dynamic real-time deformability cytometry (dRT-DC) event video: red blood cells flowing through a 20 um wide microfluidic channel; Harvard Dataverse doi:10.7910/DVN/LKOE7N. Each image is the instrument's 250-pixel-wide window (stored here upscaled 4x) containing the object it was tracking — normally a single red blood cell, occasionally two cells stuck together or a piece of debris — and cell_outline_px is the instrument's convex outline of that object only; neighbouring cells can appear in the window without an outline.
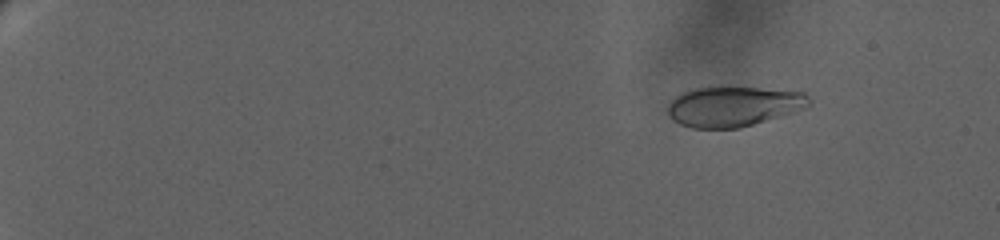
{"species": "human", "species_latin": "Homo sapiens", "temperature_condition": "warm", "stored_images_in_passage": 61, "camera_frame_rate_fps": 3000, "um_per_image_px": 0.085, "donor": {"sex": "female"}, "frame": {"image": 1, "passage_image": 8, "time_ms": 3.0, "image_size_px": [1000, 240], "cell_outline_px": [[812, 104], [808, 108], [740, 128], [692, 128], [680, 124], [672, 120], [668, 112], [668, 104], [676, 96], [684, 92], [696, 88], [720, 84], [804, 92], [812, 100]], "centroid_in_image_um": [62.38, 9.01], "position_along_channel_um": 22.6, "area_um2": 33.87}}
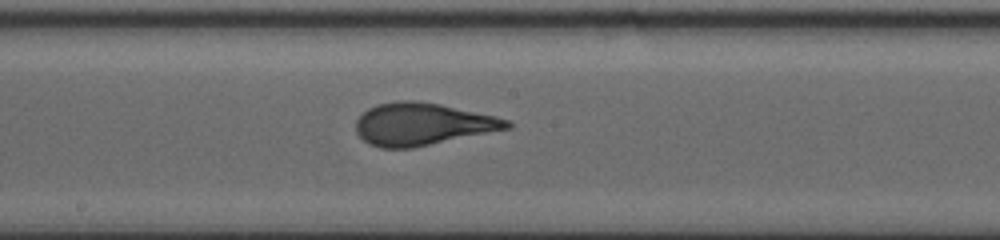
{"frame": {"image": 2, "passage_image": 37, "time_ms": 14.667, "image_size_px": [1000, 240], "cell_outline_px": [[512, 128], [412, 148], [380, 148], [368, 144], [356, 132], [356, 120], [368, 108], [376, 104], [404, 100], [412, 100], [440, 104], [496, 116], [508, 120], [512, 124]], "centroid_in_image_um": [35.9, 10.56], "position_along_channel_um": 212.3, "area_um2": 37.22}}
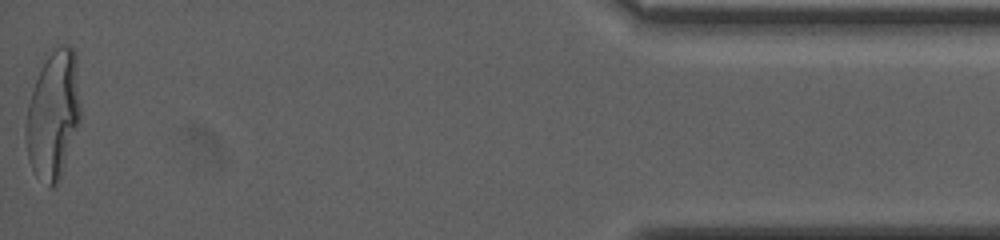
{"frame": {"image": 3, "passage_image": 61, "time_ms": 24.0, "image_size_px": [1000, 240], "cell_outline_px": [[80, 120], [60, 180], [52, 188], [48, 188], [36, 176], [28, 160], [24, 136], [24, 128], [28, 104], [44, 52], [60, 44], [68, 44], [76, 52], [80, 104]], "centroid_in_image_um": [4.5, 9.71], "position_along_channel_um": 430.7, "area_um2": 42.02}, "authors_computed_cell_mechanics": {"area_um2": 36.2984, "velocity_mm_per_s": 3.0419, "shape_relaxation_time_tau1_ms": 5.459, "shape_relaxation_time_tau2_ms": null, "deformation_change_tau1": 0.2397, "deformation_change_tau2": null}}